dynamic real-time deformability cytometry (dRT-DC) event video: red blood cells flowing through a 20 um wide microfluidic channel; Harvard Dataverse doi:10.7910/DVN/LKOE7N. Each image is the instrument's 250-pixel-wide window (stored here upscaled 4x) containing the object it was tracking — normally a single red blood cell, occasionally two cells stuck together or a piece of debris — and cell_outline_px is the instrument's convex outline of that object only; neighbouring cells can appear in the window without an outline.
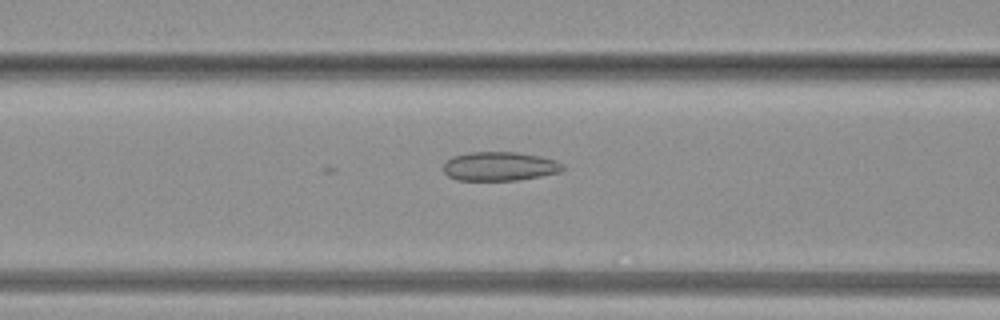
{"species": "common noctule bat (a hibernating species)", "species_latin": "Nyctalus noctula", "temperature_condition": "warm", "stored_images_in_passage": 38, "camera_frame_rate_fps": 3000, "um_per_image_px": 0.085, "animal": {"sex": "female", "body_mass_g": 19.3, "forearm_length_mm": 54.1}, "frame": {"image": 1, "passage_image": 15, "time_ms": 4.667, "image_size_px": [1000, 320], "cell_outline_px": [[564, 168], [560, 172], [520, 180], [456, 180], [448, 176], [444, 172], [444, 164], [452, 156], [472, 152], [516, 152], [540, 156], [556, 160], [564, 164]], "centroid_in_image_um": [42.49, 14.14], "position_along_channel_um": 124.1, "area_um2": 20.17}}
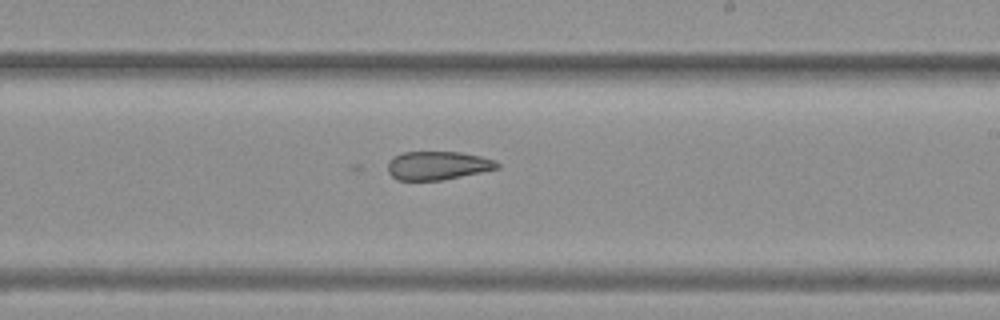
{"frame": {"image": 2, "passage_image": 22, "time_ms": 7.0, "image_size_px": [1000, 320], "cell_outline_px": [[500, 168], [444, 180], [396, 180], [388, 172], [388, 160], [404, 152], [460, 152], [480, 156], [496, 160], [500, 164]], "centroid_in_image_um": [37.23, 14.07], "position_along_channel_um": 251.8, "area_um2": 18.26}}
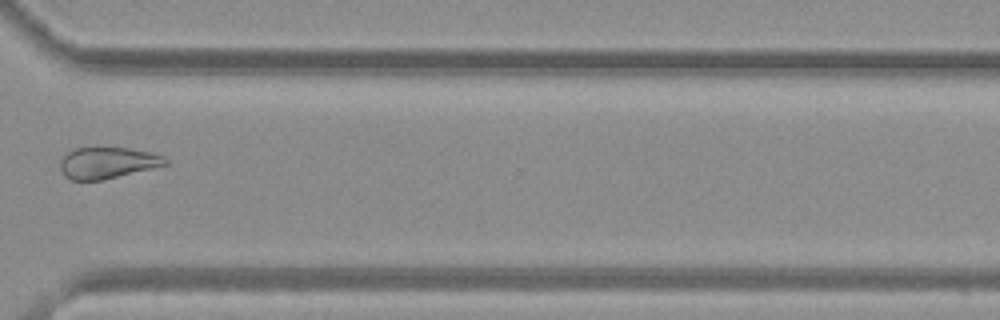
{"frame": {"image": 3, "passage_image": 28, "time_ms": 9.0, "image_size_px": [1000, 320], "cell_outline_px": [[168, 164], [104, 180], [72, 180], [64, 176], [60, 168], [60, 160], [72, 148], [128, 148], [148, 152], [164, 156], [168, 160]], "centroid_in_image_um": [9.11, 13.85], "position_along_channel_um": 361.5, "area_um2": 19.13}}